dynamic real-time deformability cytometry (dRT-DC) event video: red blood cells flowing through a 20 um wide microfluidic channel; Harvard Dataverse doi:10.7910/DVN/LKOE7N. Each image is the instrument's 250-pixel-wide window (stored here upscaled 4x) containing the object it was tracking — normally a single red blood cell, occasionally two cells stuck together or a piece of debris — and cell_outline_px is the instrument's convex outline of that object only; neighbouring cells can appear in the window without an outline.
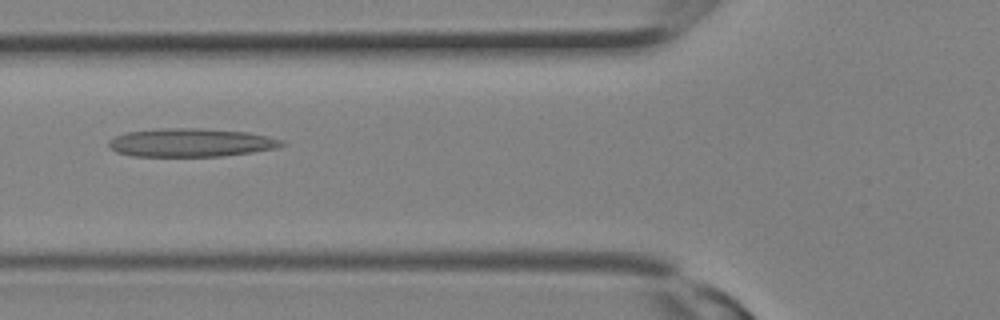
{"species": "Egyptian fruit bat (a non-hibernating species)", "species_latin": "Rousettus aegyptiacus", "temperature_condition": "room temperature", "stored_images_in_passage": 22, "camera_frame_rate_fps": 3000, "um_per_image_px": 0.085, "animal": {"sex": "female"}, "frame": {"image": 1, "passage_image": 5, "time_ms": 1.333, "image_size_px": [1000, 320], "cell_outline_px": [[288, 144], [280, 148], [224, 156], [132, 156], [116, 152], [108, 144], [108, 140], [116, 136], [128, 132], [172, 128], [200, 128], [248, 132], [268, 136], [284, 140]], "centroid_in_image_um": [16.32, 12.13], "position_along_channel_um": 109.5, "area_um2": 28.67}}
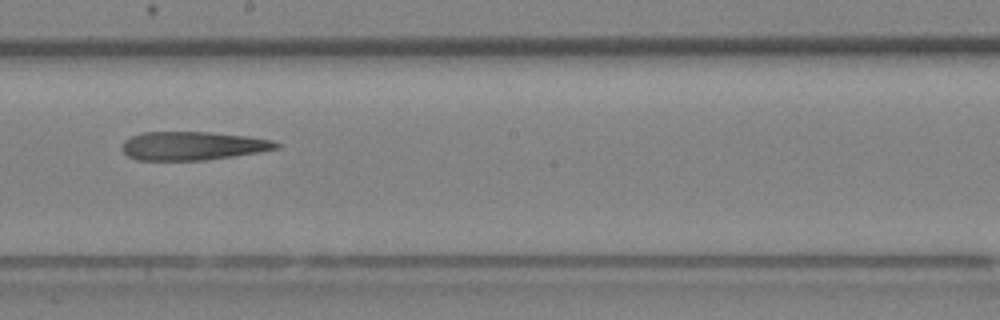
{"frame": {"image": 2, "passage_image": 10, "time_ms": 3.0, "image_size_px": [1000, 320], "cell_outline_px": [[280, 148], [232, 156], [204, 160], [136, 160], [128, 156], [120, 148], [124, 140], [140, 132], [212, 132], [248, 136], [272, 140], [280, 144]], "centroid_in_image_um": [16.34, 12.39], "position_along_channel_um": 231.9, "area_um2": 25.66}}
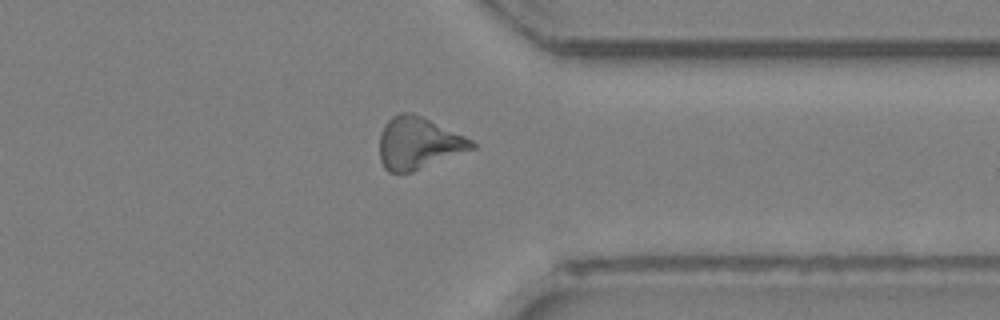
{"frame": {"image": 3, "passage_image": 16, "time_ms": 5.0, "image_size_px": [1000, 320], "cell_outline_px": [[476, 148], [412, 172], [388, 172], [384, 168], [380, 160], [380, 132], [384, 124], [392, 116], [400, 112], [412, 112], [464, 136], [472, 140], [476, 144]], "centroid_in_image_um": [35.54, 12.17], "position_along_channel_um": 375.9, "area_um2": 27.86}}